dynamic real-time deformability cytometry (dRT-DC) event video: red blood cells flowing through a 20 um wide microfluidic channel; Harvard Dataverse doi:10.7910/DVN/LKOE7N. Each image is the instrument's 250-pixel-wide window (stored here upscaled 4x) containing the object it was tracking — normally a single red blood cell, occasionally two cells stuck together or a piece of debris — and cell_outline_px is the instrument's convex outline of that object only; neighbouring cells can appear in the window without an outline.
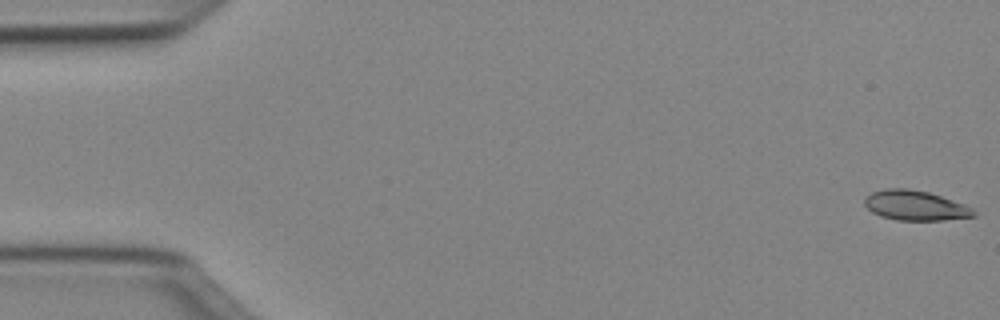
{"species": "Egyptian fruit bat (a non-hibernating species)", "species_latin": "Rousettus aegyptiacus", "temperature_condition": "cold", "stored_images_in_passage": 50, "camera_frame_rate_fps": 3000, "um_per_image_px": 0.085, "animal": {"sex": "female"}, "frame": {"image": 1, "passage_image": 1, "time_ms": 0.0, "image_size_px": [1000, 320], "cell_outline_px": [[976, 216], [944, 220], [896, 220], [880, 216], [872, 212], [864, 204], [864, 196], [872, 192], [884, 188], [908, 188], [928, 192], [964, 204], [972, 208], [976, 212]], "centroid_in_image_um": [77.77, 17.46], "position_along_channel_um": 7.2, "area_um2": 19.07}}
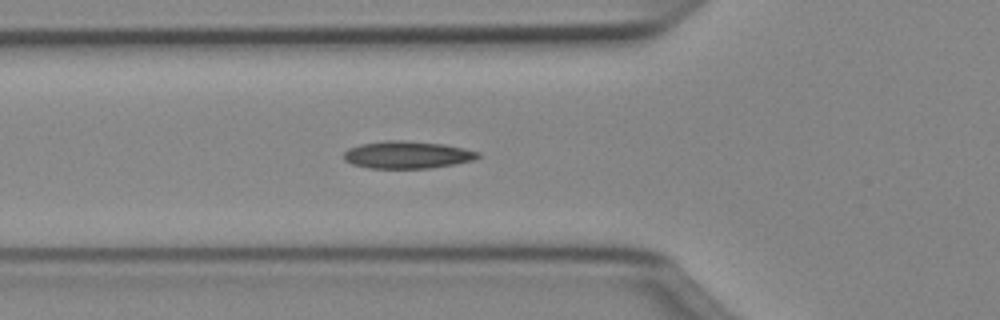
{"frame": {"image": 2, "passage_image": 18, "time_ms": 5.667, "image_size_px": [1000, 320], "cell_outline_px": [[480, 156], [472, 160], [452, 164], [428, 168], [368, 168], [352, 164], [344, 160], [344, 152], [348, 148], [360, 144], [384, 140], [404, 140], [444, 144], [464, 148], [480, 152]], "centroid_in_image_um": [34.58, 13.15], "position_along_channel_um": 91.2, "area_um2": 21.39}}
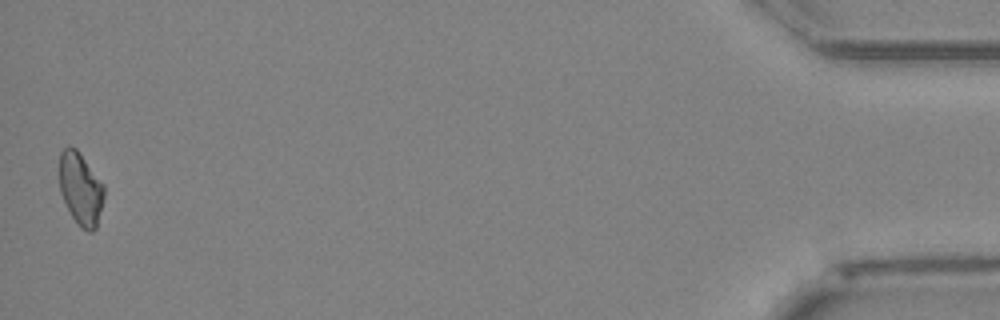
{"frame": {"image": 3, "passage_image": 50, "time_ms": 16.333, "image_size_px": [1000, 320], "cell_outline_px": [[104, 196], [96, 228], [92, 232], [88, 232], [80, 228], [72, 216], [60, 192], [60, 152], [64, 148], [76, 148], [80, 152], [104, 184]], "centroid_in_image_um": [6.87, 16.06], "position_along_channel_um": 428.3, "area_um2": 18.79}, "authors_computed_cell_mechanics": {"area_um2": 19.5942, "velocity_mm_per_s": 4.032, "shape_relaxation_time_tau1_ms": null, "shape_relaxation_time_tau2_ms": 4.1038, "deformation_change_tau1": null, "deformation_change_tau2": 0.1045}}